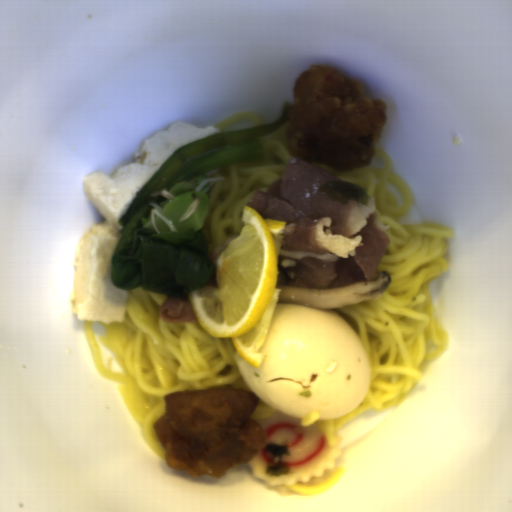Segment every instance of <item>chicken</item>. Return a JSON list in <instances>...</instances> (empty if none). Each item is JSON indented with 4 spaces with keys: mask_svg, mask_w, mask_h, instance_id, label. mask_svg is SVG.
Listing matches in <instances>:
<instances>
[{
    "mask_svg": "<svg viewBox=\"0 0 512 512\" xmlns=\"http://www.w3.org/2000/svg\"><path fill=\"white\" fill-rule=\"evenodd\" d=\"M286 126L290 155L342 170L372 163L387 121L386 102L327 64L305 69L292 86Z\"/></svg>",
    "mask_w": 512,
    "mask_h": 512,
    "instance_id": "ae283196",
    "label": "chicken"
},
{
    "mask_svg": "<svg viewBox=\"0 0 512 512\" xmlns=\"http://www.w3.org/2000/svg\"><path fill=\"white\" fill-rule=\"evenodd\" d=\"M259 401L251 391L221 386L167 393L165 413L153 425L167 467L191 479H219L249 463L268 441L264 428L249 420Z\"/></svg>",
    "mask_w": 512,
    "mask_h": 512,
    "instance_id": "52989762",
    "label": "chicken"
}]
</instances>
